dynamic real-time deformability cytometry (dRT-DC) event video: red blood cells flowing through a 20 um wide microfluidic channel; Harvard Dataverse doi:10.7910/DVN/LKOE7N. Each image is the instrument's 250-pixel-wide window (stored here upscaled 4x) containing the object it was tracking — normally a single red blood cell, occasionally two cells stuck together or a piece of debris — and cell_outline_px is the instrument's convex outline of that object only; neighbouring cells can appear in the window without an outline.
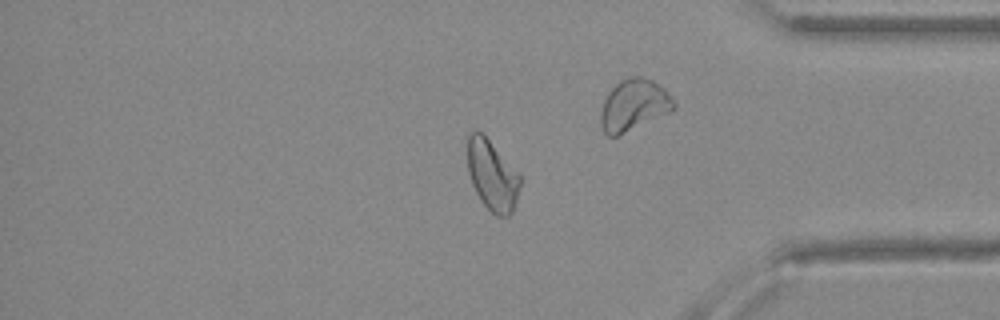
{"species": "Egyptian fruit bat (a non-hibernating species)", "species_latin": "Rousettus aegyptiacus", "temperature_condition": "warm", "stored_images_in_passage": 38, "camera_frame_rate_fps": 3000, "um_per_image_px": 0.085, "animal": {"sex": "female"}, "frame": {"image": 1, "passage_image": 37, "time_ms": 12.0, "image_size_px": [1000, 320], "cell_outline_px": [[520, 184], [516, 200], [512, 212], [508, 216], [496, 216], [480, 200], [472, 184], [468, 172], [464, 136], [472, 132], [484, 132], [520, 172]], "centroid_in_image_um": [41.8, 14.8], "position_along_channel_um": 393.4, "area_um2": 22.43}}